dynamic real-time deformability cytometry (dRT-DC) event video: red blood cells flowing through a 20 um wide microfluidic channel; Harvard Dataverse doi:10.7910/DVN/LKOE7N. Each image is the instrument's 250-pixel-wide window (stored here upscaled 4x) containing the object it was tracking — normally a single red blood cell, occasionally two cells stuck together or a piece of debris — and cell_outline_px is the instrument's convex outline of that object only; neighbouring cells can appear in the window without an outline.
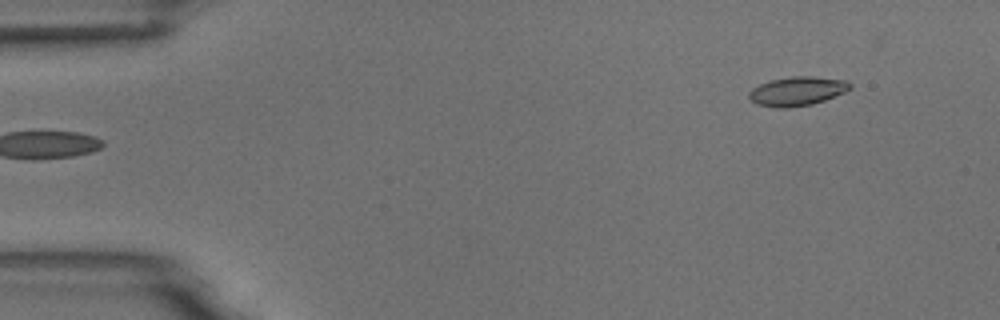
{"species": "common noctule bat (a hibernating species)", "species_latin": "Nyctalus noctula", "temperature_condition": "room temperature", "stored_images_in_passage": 6, "camera_frame_rate_fps": 3000, "um_per_image_px": 0.085, "animal": {"sex": "male", "body_mass_g": 18.8}, "frame": {"image": 1, "passage_image": 6, "time_ms": 5.667, "image_size_px": [1000, 320], "cell_outline_px": [[852, 88], [844, 92], [824, 100], [812, 104], [788, 108], [776, 108], [756, 104], [748, 96], [748, 92], [752, 88], [760, 84], [772, 80], [792, 76], [812, 76], [848, 80], [852, 84]], "centroid_in_image_um": [67.77, 7.75], "position_along_channel_um": 17.2, "area_um2": 17.17}}